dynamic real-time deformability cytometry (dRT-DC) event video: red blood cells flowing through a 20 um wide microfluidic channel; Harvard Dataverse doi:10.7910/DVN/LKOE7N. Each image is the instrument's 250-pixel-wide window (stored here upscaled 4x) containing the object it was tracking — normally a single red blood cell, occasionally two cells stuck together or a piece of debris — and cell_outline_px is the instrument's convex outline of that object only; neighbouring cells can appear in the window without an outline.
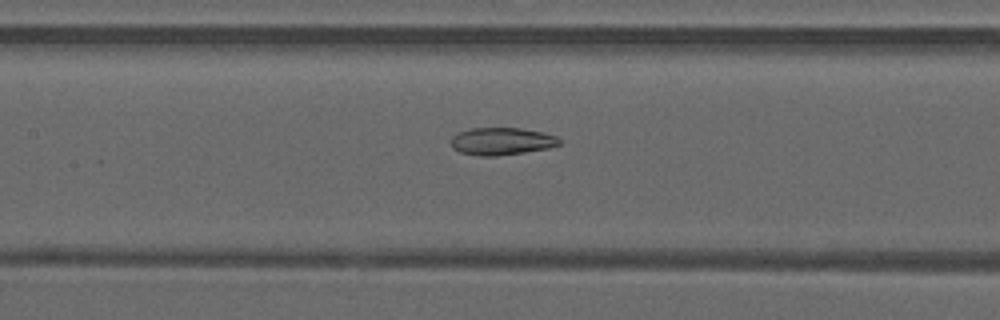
{"species": "common noctule bat (a hibernating species)", "species_latin": "Nyctalus noctula", "temperature_condition": "warm", "stored_images_in_passage": 49, "camera_frame_rate_fps": 3000, "um_per_image_px": 0.085, "animal": {"sex": "male", "forearm_length_mm": 52.5}, "frame": {"image": 1, "passage_image": 23, "time_ms": 7.333, "image_size_px": [1000, 320], "cell_outline_px": [[560, 144], [548, 148], [524, 152], [496, 156], [480, 156], [460, 152], [452, 148], [452, 136], [456, 132], [472, 128], [520, 128], [544, 132], [556, 136], [560, 140]], "centroid_in_image_um": [42.63, 12.0], "position_along_channel_um": 164.8, "area_um2": 17.34}}
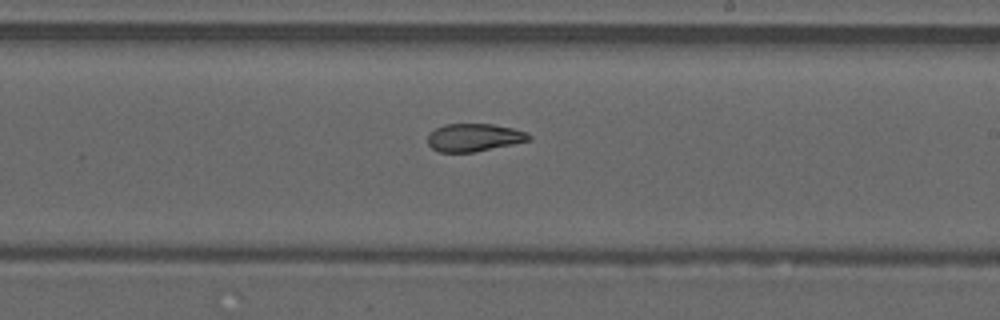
{"frame": {"image": 2, "passage_image": 29, "time_ms": 9.333, "image_size_px": [1000, 320], "cell_outline_px": [[532, 140], [472, 152], [440, 152], [432, 148], [428, 144], [428, 132], [444, 124], [492, 124], [512, 128], [528, 132], [532, 136]], "centroid_in_image_um": [40.29, 11.68], "position_along_channel_um": 248.7, "area_um2": 16.42}}
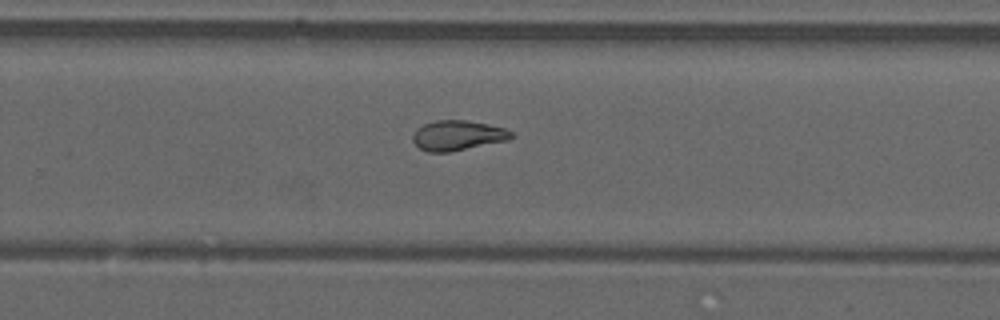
{"frame": {"image": 3, "passage_image": 32, "time_ms": 10.333, "image_size_px": [1000, 320], "cell_outline_px": [[512, 136], [508, 140], [448, 152], [428, 152], [420, 148], [412, 140], [412, 136], [416, 128], [424, 124], [436, 120], [464, 120], [488, 124], [504, 128], [512, 132]], "centroid_in_image_um": [38.87, 11.5], "position_along_channel_um": 290.9, "area_um2": 17.05}, "authors_computed_cell_mechanics": {"area_um2": 19.2474, "velocity_mm_per_s": 4.2237, "shape_relaxation_time_tau1_ms": null, "shape_relaxation_time_tau2_ms": 2.2838, "deformation_change_tau1": null, "deformation_change_tau2": 0.0896}}